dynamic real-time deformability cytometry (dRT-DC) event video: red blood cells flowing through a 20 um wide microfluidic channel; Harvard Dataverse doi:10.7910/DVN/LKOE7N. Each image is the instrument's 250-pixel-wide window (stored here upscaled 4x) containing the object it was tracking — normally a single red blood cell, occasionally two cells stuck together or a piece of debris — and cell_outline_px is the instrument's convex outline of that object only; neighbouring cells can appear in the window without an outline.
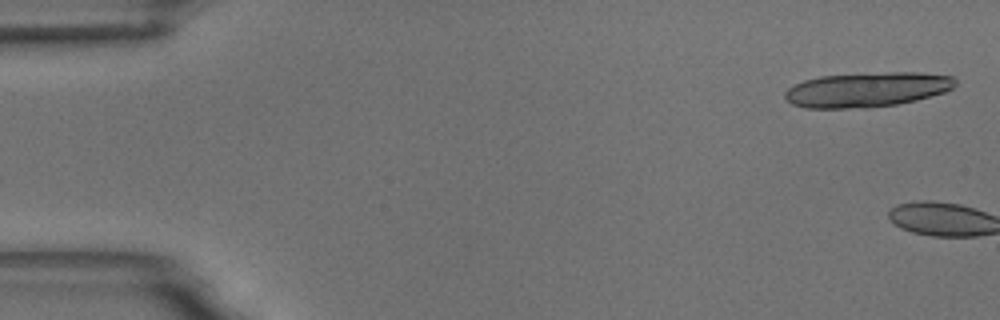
{"species": "common noctule bat (a hibernating species)", "species_latin": "Nyctalus noctula", "temperature_condition": "room temperature", "stored_images_in_passage": 3, "camera_frame_rate_fps": 3000, "um_per_image_px": 0.085, "animal": {"sex": "male", "body_mass_g": 18.8}, "frame": {"image": 1, "passage_image": 1, "time_ms": 0.0, "image_size_px": [1000, 320], "cell_outline_px": [[956, 84], [952, 88], [944, 92], [916, 100], [896, 104], [868, 108], [804, 108], [792, 104], [784, 96], [784, 92], [788, 88], [804, 80], [820, 76], [888, 72], [920, 72], [952, 76], [956, 80]], "centroid_in_image_um": [73.69, 7.62], "position_along_channel_um": 11.3, "area_um2": 34.51}}